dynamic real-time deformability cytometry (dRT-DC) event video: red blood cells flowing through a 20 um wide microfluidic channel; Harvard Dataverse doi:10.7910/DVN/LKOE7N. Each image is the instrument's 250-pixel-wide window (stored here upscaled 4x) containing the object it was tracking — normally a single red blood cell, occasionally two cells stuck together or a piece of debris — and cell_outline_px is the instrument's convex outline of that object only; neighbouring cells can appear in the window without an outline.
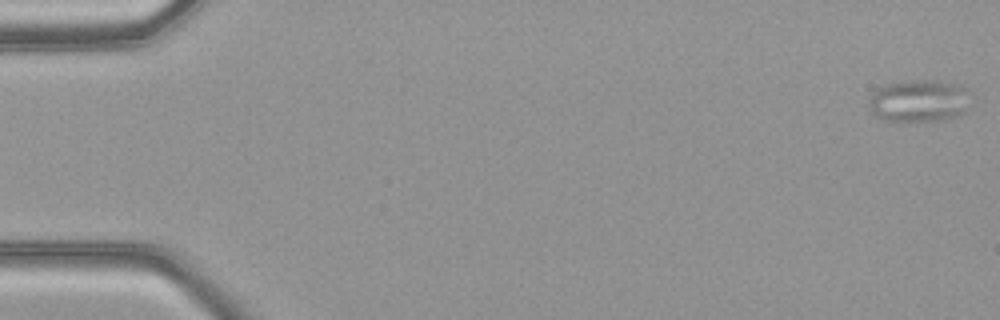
{"species": "common noctule bat (a hibernating species)", "species_latin": "Nyctalus noctula", "temperature_condition": "warm", "stored_images_in_passage": 49, "camera_frame_rate_fps": 3000, "um_per_image_px": 0.085, "animal": {"sex": "female", "body_mass_g": 21.9}, "frame": {"image": 1, "passage_image": 1, "time_ms": 0.0, "image_size_px": [1000, 320], "cell_outline_px": [[964, 112], [960, 116], [948, 120], [908, 124], [904, 124], [880, 120], [872, 112], [868, 104], [868, 100], [872, 92], [876, 88], [884, 84], [912, 80], [940, 80], [964, 84]], "centroid_in_image_um": [78.01, 8.62], "position_along_channel_um": 7.0, "area_um2": 26.01}}
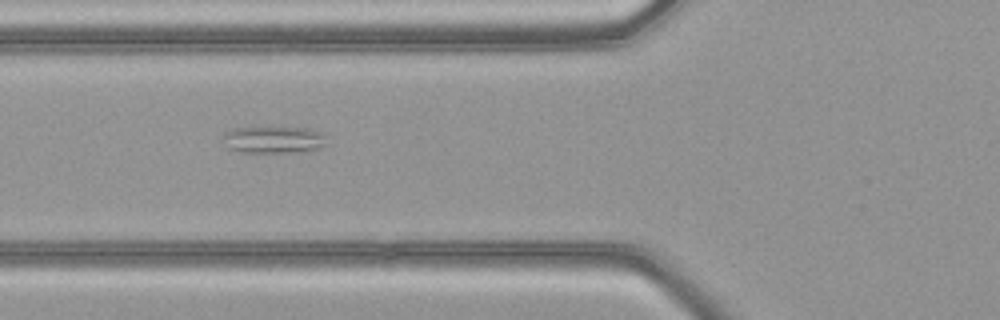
{"frame": {"image": 2, "passage_image": 19, "time_ms": 6.0, "image_size_px": [1000, 320], "cell_outline_px": [[324, 144], [320, 148], [308, 152], [240, 152], [228, 148], [224, 136], [224, 132], [232, 128], [308, 128], [320, 132], [324, 136]], "centroid_in_image_um": [23.27, 11.89], "position_along_channel_um": 102.5, "area_um2": 16.07}}
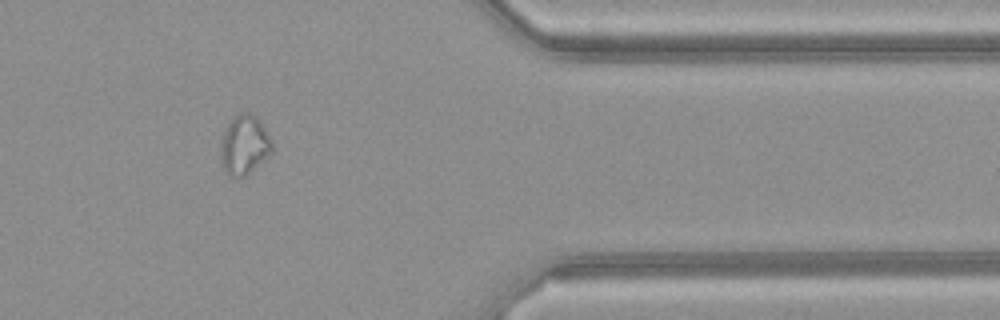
{"frame": {"image": 3, "passage_image": 41, "time_ms": 13.333, "image_size_px": [1000, 320], "cell_outline_px": [[272, 152], [268, 156], [244, 176], [232, 176], [224, 168], [220, 156], [220, 140], [228, 124], [240, 112], [248, 112], [256, 116], [264, 128], [272, 144]], "centroid_in_image_um": [20.75, 12.3], "position_along_channel_um": 390.6, "area_um2": 17.28}, "authors_computed_cell_mechanics": {"area_um2": 18.3226, "velocity_mm_per_s": 4.215, "shape_relaxation_time_tau1_ms": null, "shape_relaxation_time_tau2_ms": 6.3425, "deformation_change_tau1": null, "deformation_change_tau2": 0.1621}}